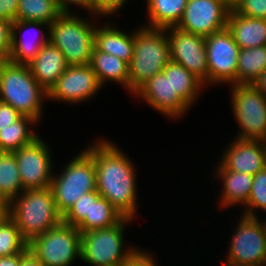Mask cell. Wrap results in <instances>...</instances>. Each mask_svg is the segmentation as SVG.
Instances as JSON below:
<instances>
[{"label": "cell", "instance_id": "d4e9b609", "mask_svg": "<svg viewBox=\"0 0 266 266\" xmlns=\"http://www.w3.org/2000/svg\"><path fill=\"white\" fill-rule=\"evenodd\" d=\"M187 3L188 0H145V11L147 12L145 17L147 19L142 25L159 29L176 27L183 16Z\"/></svg>", "mask_w": 266, "mask_h": 266}, {"label": "cell", "instance_id": "5b68a950", "mask_svg": "<svg viewBox=\"0 0 266 266\" xmlns=\"http://www.w3.org/2000/svg\"><path fill=\"white\" fill-rule=\"evenodd\" d=\"M134 29V49L129 67V96L145 82L162 72L170 59V44L166 29L143 25Z\"/></svg>", "mask_w": 266, "mask_h": 266}, {"label": "cell", "instance_id": "f546056e", "mask_svg": "<svg viewBox=\"0 0 266 266\" xmlns=\"http://www.w3.org/2000/svg\"><path fill=\"white\" fill-rule=\"evenodd\" d=\"M62 14L56 0H18L16 20L51 24Z\"/></svg>", "mask_w": 266, "mask_h": 266}, {"label": "cell", "instance_id": "277c9868", "mask_svg": "<svg viewBox=\"0 0 266 266\" xmlns=\"http://www.w3.org/2000/svg\"><path fill=\"white\" fill-rule=\"evenodd\" d=\"M101 19L90 14L62 13L50 24L49 41L63 53L68 65L90 63L94 33Z\"/></svg>", "mask_w": 266, "mask_h": 266}, {"label": "cell", "instance_id": "5bb4252c", "mask_svg": "<svg viewBox=\"0 0 266 266\" xmlns=\"http://www.w3.org/2000/svg\"><path fill=\"white\" fill-rule=\"evenodd\" d=\"M231 9L224 0H188L176 27L206 37L227 27Z\"/></svg>", "mask_w": 266, "mask_h": 266}, {"label": "cell", "instance_id": "cb8c5ba5", "mask_svg": "<svg viewBox=\"0 0 266 266\" xmlns=\"http://www.w3.org/2000/svg\"><path fill=\"white\" fill-rule=\"evenodd\" d=\"M162 72L169 75L173 93L178 96L191 108L198 104V100L203 90L206 89L204 83L194 74L189 72L184 66L169 61Z\"/></svg>", "mask_w": 266, "mask_h": 266}, {"label": "cell", "instance_id": "4dcf8cb0", "mask_svg": "<svg viewBox=\"0 0 266 266\" xmlns=\"http://www.w3.org/2000/svg\"><path fill=\"white\" fill-rule=\"evenodd\" d=\"M28 242L22 237L15 222L7 216L0 224V257L22 253Z\"/></svg>", "mask_w": 266, "mask_h": 266}, {"label": "cell", "instance_id": "ee69618b", "mask_svg": "<svg viewBox=\"0 0 266 266\" xmlns=\"http://www.w3.org/2000/svg\"><path fill=\"white\" fill-rule=\"evenodd\" d=\"M8 216V205L0 203V224Z\"/></svg>", "mask_w": 266, "mask_h": 266}, {"label": "cell", "instance_id": "f6af8a7d", "mask_svg": "<svg viewBox=\"0 0 266 266\" xmlns=\"http://www.w3.org/2000/svg\"><path fill=\"white\" fill-rule=\"evenodd\" d=\"M231 8H233L239 0H224Z\"/></svg>", "mask_w": 266, "mask_h": 266}, {"label": "cell", "instance_id": "44dd1931", "mask_svg": "<svg viewBox=\"0 0 266 266\" xmlns=\"http://www.w3.org/2000/svg\"><path fill=\"white\" fill-rule=\"evenodd\" d=\"M28 66L36 81L48 92L66 71L68 64L63 53L49 41Z\"/></svg>", "mask_w": 266, "mask_h": 266}, {"label": "cell", "instance_id": "9c48e42d", "mask_svg": "<svg viewBox=\"0 0 266 266\" xmlns=\"http://www.w3.org/2000/svg\"><path fill=\"white\" fill-rule=\"evenodd\" d=\"M233 119L238 125L236 139L266 142V97L252 84L229 85Z\"/></svg>", "mask_w": 266, "mask_h": 266}, {"label": "cell", "instance_id": "e0dca14e", "mask_svg": "<svg viewBox=\"0 0 266 266\" xmlns=\"http://www.w3.org/2000/svg\"><path fill=\"white\" fill-rule=\"evenodd\" d=\"M49 29L50 25L42 22L21 20L12 22L11 45L7 60L15 64L28 65L49 42Z\"/></svg>", "mask_w": 266, "mask_h": 266}, {"label": "cell", "instance_id": "7c38bea8", "mask_svg": "<svg viewBox=\"0 0 266 266\" xmlns=\"http://www.w3.org/2000/svg\"><path fill=\"white\" fill-rule=\"evenodd\" d=\"M48 144L39 135L31 143L14 151L24 190L50 187L53 171L58 170L53 159L54 151L52 153Z\"/></svg>", "mask_w": 266, "mask_h": 266}, {"label": "cell", "instance_id": "7a4b0ae2", "mask_svg": "<svg viewBox=\"0 0 266 266\" xmlns=\"http://www.w3.org/2000/svg\"><path fill=\"white\" fill-rule=\"evenodd\" d=\"M46 101L48 92L33 77L28 65L0 60V102L40 124Z\"/></svg>", "mask_w": 266, "mask_h": 266}, {"label": "cell", "instance_id": "83f0119b", "mask_svg": "<svg viewBox=\"0 0 266 266\" xmlns=\"http://www.w3.org/2000/svg\"><path fill=\"white\" fill-rule=\"evenodd\" d=\"M24 188L14 152H0V203L9 204Z\"/></svg>", "mask_w": 266, "mask_h": 266}, {"label": "cell", "instance_id": "836d02e7", "mask_svg": "<svg viewBox=\"0 0 266 266\" xmlns=\"http://www.w3.org/2000/svg\"><path fill=\"white\" fill-rule=\"evenodd\" d=\"M232 10L239 15L266 19V0H239Z\"/></svg>", "mask_w": 266, "mask_h": 266}, {"label": "cell", "instance_id": "f1b7e54d", "mask_svg": "<svg viewBox=\"0 0 266 266\" xmlns=\"http://www.w3.org/2000/svg\"><path fill=\"white\" fill-rule=\"evenodd\" d=\"M266 70V45L241 49L237 62L236 84H253Z\"/></svg>", "mask_w": 266, "mask_h": 266}, {"label": "cell", "instance_id": "d6986e66", "mask_svg": "<svg viewBox=\"0 0 266 266\" xmlns=\"http://www.w3.org/2000/svg\"><path fill=\"white\" fill-rule=\"evenodd\" d=\"M212 168L213 180H219V185L222 186H219L221 189L219 191V198L216 197L218 201L216 204L219 206L218 210L226 211L236 206L242 209L248 202L253 176L246 173L225 170L218 162Z\"/></svg>", "mask_w": 266, "mask_h": 266}, {"label": "cell", "instance_id": "4316f807", "mask_svg": "<svg viewBox=\"0 0 266 266\" xmlns=\"http://www.w3.org/2000/svg\"><path fill=\"white\" fill-rule=\"evenodd\" d=\"M123 216L97 191H91L90 218H85L78 226L80 232L108 228L117 224Z\"/></svg>", "mask_w": 266, "mask_h": 266}, {"label": "cell", "instance_id": "3957f363", "mask_svg": "<svg viewBox=\"0 0 266 266\" xmlns=\"http://www.w3.org/2000/svg\"><path fill=\"white\" fill-rule=\"evenodd\" d=\"M8 216L28 243L63 222L50 187L24 190L8 204Z\"/></svg>", "mask_w": 266, "mask_h": 266}, {"label": "cell", "instance_id": "ba28073f", "mask_svg": "<svg viewBox=\"0 0 266 266\" xmlns=\"http://www.w3.org/2000/svg\"><path fill=\"white\" fill-rule=\"evenodd\" d=\"M221 266H265L266 218L239 215Z\"/></svg>", "mask_w": 266, "mask_h": 266}, {"label": "cell", "instance_id": "1f68e13d", "mask_svg": "<svg viewBox=\"0 0 266 266\" xmlns=\"http://www.w3.org/2000/svg\"><path fill=\"white\" fill-rule=\"evenodd\" d=\"M258 210L260 214L261 212L266 213V166L253 176L248 202L241 209V214L250 217H262Z\"/></svg>", "mask_w": 266, "mask_h": 266}, {"label": "cell", "instance_id": "8d00e7d4", "mask_svg": "<svg viewBox=\"0 0 266 266\" xmlns=\"http://www.w3.org/2000/svg\"><path fill=\"white\" fill-rule=\"evenodd\" d=\"M56 1L62 13H79L77 11L82 9L85 11V14L98 16V12L94 9V0H56ZM72 6L74 8H72ZM75 8L79 9L75 10Z\"/></svg>", "mask_w": 266, "mask_h": 266}, {"label": "cell", "instance_id": "7bdbcfd3", "mask_svg": "<svg viewBox=\"0 0 266 266\" xmlns=\"http://www.w3.org/2000/svg\"><path fill=\"white\" fill-rule=\"evenodd\" d=\"M252 85L266 97V70L257 77Z\"/></svg>", "mask_w": 266, "mask_h": 266}, {"label": "cell", "instance_id": "b9f144b4", "mask_svg": "<svg viewBox=\"0 0 266 266\" xmlns=\"http://www.w3.org/2000/svg\"><path fill=\"white\" fill-rule=\"evenodd\" d=\"M20 266H45L42 262L38 261L36 257L28 251L21 259Z\"/></svg>", "mask_w": 266, "mask_h": 266}, {"label": "cell", "instance_id": "ab89813d", "mask_svg": "<svg viewBox=\"0 0 266 266\" xmlns=\"http://www.w3.org/2000/svg\"><path fill=\"white\" fill-rule=\"evenodd\" d=\"M22 115L11 105L0 102V127H6L18 120Z\"/></svg>", "mask_w": 266, "mask_h": 266}, {"label": "cell", "instance_id": "7402d4cb", "mask_svg": "<svg viewBox=\"0 0 266 266\" xmlns=\"http://www.w3.org/2000/svg\"><path fill=\"white\" fill-rule=\"evenodd\" d=\"M227 29L240 49L266 45V19L239 15L231 9L227 20Z\"/></svg>", "mask_w": 266, "mask_h": 266}, {"label": "cell", "instance_id": "d6a6232c", "mask_svg": "<svg viewBox=\"0 0 266 266\" xmlns=\"http://www.w3.org/2000/svg\"><path fill=\"white\" fill-rule=\"evenodd\" d=\"M91 192L83 194L79 200L63 215V222L78 226L85 218H90Z\"/></svg>", "mask_w": 266, "mask_h": 266}, {"label": "cell", "instance_id": "8992f818", "mask_svg": "<svg viewBox=\"0 0 266 266\" xmlns=\"http://www.w3.org/2000/svg\"><path fill=\"white\" fill-rule=\"evenodd\" d=\"M135 221L123 217L117 224L102 229L81 232V260L90 266H119L139 245L126 244V230Z\"/></svg>", "mask_w": 266, "mask_h": 266}, {"label": "cell", "instance_id": "484cf974", "mask_svg": "<svg viewBox=\"0 0 266 266\" xmlns=\"http://www.w3.org/2000/svg\"><path fill=\"white\" fill-rule=\"evenodd\" d=\"M38 126L32 117L22 115L11 125L0 127V152H14L31 143L40 135L36 129Z\"/></svg>", "mask_w": 266, "mask_h": 266}, {"label": "cell", "instance_id": "2e32d148", "mask_svg": "<svg viewBox=\"0 0 266 266\" xmlns=\"http://www.w3.org/2000/svg\"><path fill=\"white\" fill-rule=\"evenodd\" d=\"M132 98L144 101L153 111H157L170 121L184 119L183 116H187L192 110L177 93H173L171 79L163 72L155 74L145 82L131 96Z\"/></svg>", "mask_w": 266, "mask_h": 266}, {"label": "cell", "instance_id": "4fadbf2b", "mask_svg": "<svg viewBox=\"0 0 266 266\" xmlns=\"http://www.w3.org/2000/svg\"><path fill=\"white\" fill-rule=\"evenodd\" d=\"M103 87L90 65H68L48 91L49 101L64 105H82L95 99Z\"/></svg>", "mask_w": 266, "mask_h": 266}, {"label": "cell", "instance_id": "e575fe53", "mask_svg": "<svg viewBox=\"0 0 266 266\" xmlns=\"http://www.w3.org/2000/svg\"><path fill=\"white\" fill-rule=\"evenodd\" d=\"M129 0H94V9L98 12V16L102 18H114L121 13V9ZM120 10V11H119Z\"/></svg>", "mask_w": 266, "mask_h": 266}, {"label": "cell", "instance_id": "30bf717a", "mask_svg": "<svg viewBox=\"0 0 266 266\" xmlns=\"http://www.w3.org/2000/svg\"><path fill=\"white\" fill-rule=\"evenodd\" d=\"M81 232L61 222L28 243L29 251L45 266H71L81 260Z\"/></svg>", "mask_w": 266, "mask_h": 266}, {"label": "cell", "instance_id": "ac0fdd59", "mask_svg": "<svg viewBox=\"0 0 266 266\" xmlns=\"http://www.w3.org/2000/svg\"><path fill=\"white\" fill-rule=\"evenodd\" d=\"M221 151L218 163L234 172L256 175L266 166V142L233 138Z\"/></svg>", "mask_w": 266, "mask_h": 266}, {"label": "cell", "instance_id": "8fae6325", "mask_svg": "<svg viewBox=\"0 0 266 266\" xmlns=\"http://www.w3.org/2000/svg\"><path fill=\"white\" fill-rule=\"evenodd\" d=\"M208 88L216 85H236L240 48L227 27L205 37Z\"/></svg>", "mask_w": 266, "mask_h": 266}, {"label": "cell", "instance_id": "6da1fadb", "mask_svg": "<svg viewBox=\"0 0 266 266\" xmlns=\"http://www.w3.org/2000/svg\"><path fill=\"white\" fill-rule=\"evenodd\" d=\"M93 139L91 143H86L84 149L94 160L97 192L123 217L136 221L138 209H141L137 164L114 141L102 136Z\"/></svg>", "mask_w": 266, "mask_h": 266}, {"label": "cell", "instance_id": "52a82bcc", "mask_svg": "<svg viewBox=\"0 0 266 266\" xmlns=\"http://www.w3.org/2000/svg\"><path fill=\"white\" fill-rule=\"evenodd\" d=\"M80 152V153H79ZM70 161L53 171L50 188L62 216L83 194L96 190V171L93 157L82 148Z\"/></svg>", "mask_w": 266, "mask_h": 266}, {"label": "cell", "instance_id": "ffe728a7", "mask_svg": "<svg viewBox=\"0 0 266 266\" xmlns=\"http://www.w3.org/2000/svg\"><path fill=\"white\" fill-rule=\"evenodd\" d=\"M111 20L113 18L106 17L105 22L102 23L103 25L97 22L94 33V47L103 53L114 55L129 64L133 56L134 29L132 31H125V28H123L122 30Z\"/></svg>", "mask_w": 266, "mask_h": 266}, {"label": "cell", "instance_id": "60d3db41", "mask_svg": "<svg viewBox=\"0 0 266 266\" xmlns=\"http://www.w3.org/2000/svg\"><path fill=\"white\" fill-rule=\"evenodd\" d=\"M29 251L27 248L25 251L12 256L0 257V266H20L22 257Z\"/></svg>", "mask_w": 266, "mask_h": 266}, {"label": "cell", "instance_id": "9a60e30c", "mask_svg": "<svg viewBox=\"0 0 266 266\" xmlns=\"http://www.w3.org/2000/svg\"><path fill=\"white\" fill-rule=\"evenodd\" d=\"M166 32L170 44L171 61L184 66L208 89L205 37L182 31L177 27L166 28Z\"/></svg>", "mask_w": 266, "mask_h": 266}, {"label": "cell", "instance_id": "74e56055", "mask_svg": "<svg viewBox=\"0 0 266 266\" xmlns=\"http://www.w3.org/2000/svg\"><path fill=\"white\" fill-rule=\"evenodd\" d=\"M11 45V23L0 19V60H7Z\"/></svg>", "mask_w": 266, "mask_h": 266}, {"label": "cell", "instance_id": "603a6c76", "mask_svg": "<svg viewBox=\"0 0 266 266\" xmlns=\"http://www.w3.org/2000/svg\"><path fill=\"white\" fill-rule=\"evenodd\" d=\"M90 67L97 75L98 81L103 88L110 83L118 84L129 94V67L128 63L120 58L103 53L93 48Z\"/></svg>", "mask_w": 266, "mask_h": 266}, {"label": "cell", "instance_id": "f35d334b", "mask_svg": "<svg viewBox=\"0 0 266 266\" xmlns=\"http://www.w3.org/2000/svg\"><path fill=\"white\" fill-rule=\"evenodd\" d=\"M18 0H0V19L10 23L16 20Z\"/></svg>", "mask_w": 266, "mask_h": 266}, {"label": "cell", "instance_id": "d590c367", "mask_svg": "<svg viewBox=\"0 0 266 266\" xmlns=\"http://www.w3.org/2000/svg\"><path fill=\"white\" fill-rule=\"evenodd\" d=\"M155 255V252L153 253L146 248L140 247L119 266H160L158 265L159 260H157L159 258Z\"/></svg>", "mask_w": 266, "mask_h": 266}]
</instances>
